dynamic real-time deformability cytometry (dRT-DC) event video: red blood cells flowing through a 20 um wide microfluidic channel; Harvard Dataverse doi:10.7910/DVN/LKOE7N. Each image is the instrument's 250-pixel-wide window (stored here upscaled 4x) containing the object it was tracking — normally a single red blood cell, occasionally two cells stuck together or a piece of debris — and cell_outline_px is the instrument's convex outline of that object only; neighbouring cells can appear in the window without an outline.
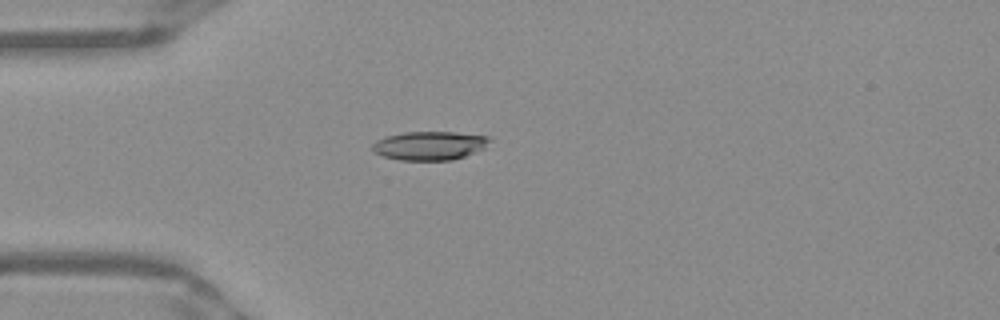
{"species": "Egyptian fruit bat (a non-hibernating species)", "species_latin": "Rousettus aegyptiacus", "temperature_condition": "warm", "stored_images_in_passage": 40, "camera_frame_rate_fps": 3000, "um_per_image_px": 0.085, "frame": {"image": 1, "passage_image": 3, "time_ms": 0.667, "image_size_px": [1000, 320], "cell_outline_px": [[492, 140], [484, 148], [464, 156], [452, 160], [400, 160], [384, 156], [376, 152], [372, 148], [372, 144], [376, 140], [384, 136], [404, 132], [456, 132], [488, 136]], "centroid_in_image_um": [36.52, 12.37], "position_along_channel_um": 48.5, "area_um2": 19.59}}
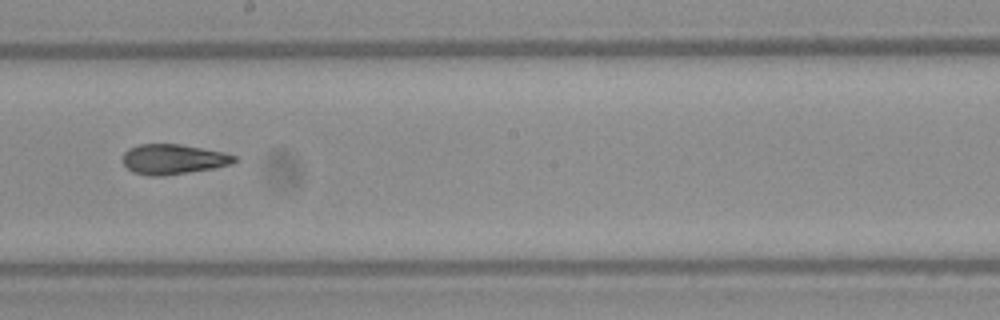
{"frame": {"image": 2, "passage_image": 18, "time_ms": 5.667, "image_size_px": [1000, 320], "cell_outline_px": [[240, 160], [232, 164], [212, 168], [164, 176], [152, 176], [132, 172], [124, 164], [124, 152], [128, 148], [140, 144], [180, 144], [224, 152], [236, 156]], "centroid_in_image_um": [14.75, 13.53], "position_along_channel_um": 233.4, "area_um2": 19.54}}
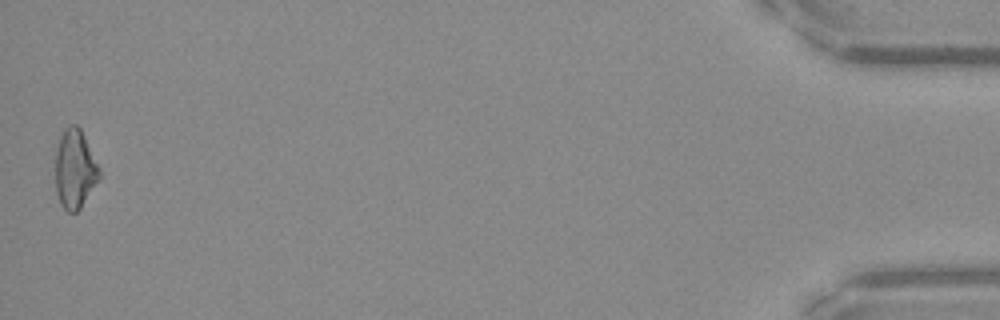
{"frame": {"image": 3, "passage_image": 40, "time_ms": 13.0, "image_size_px": [1000, 320], "cell_outline_px": [[100, 180], [80, 208], [76, 212], [68, 212], [60, 204], [56, 192], [56, 148], [60, 136], [64, 128], [68, 124], [76, 124], [80, 128], [100, 168]], "centroid_in_image_um": [6.37, 14.36], "position_along_channel_um": 428.8, "area_um2": 20.35}, "authors_computed_cell_mechanics": {"area_um2": 19.652, "velocity_mm_per_s": 3.9558, "shape_relaxation_time_tau1_ms": 4.1582, "shape_relaxation_time_tau2_ms": 3.4128, "deformation_change_tau1": 0.1584, "deformation_change_tau2": 0.1045}}